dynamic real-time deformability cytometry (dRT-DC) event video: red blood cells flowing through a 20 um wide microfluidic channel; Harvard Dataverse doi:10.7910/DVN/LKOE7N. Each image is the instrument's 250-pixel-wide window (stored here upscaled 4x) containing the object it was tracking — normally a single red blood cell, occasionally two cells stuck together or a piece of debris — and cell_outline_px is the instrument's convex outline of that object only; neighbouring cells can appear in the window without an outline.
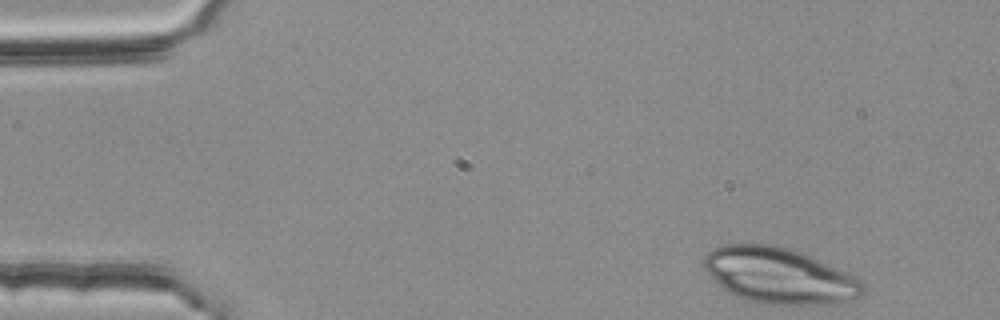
{"species": "common noctule bat (a hibernating species)", "species_latin": "Nyctalus noctula", "temperature_condition": "room temperature", "stored_images_in_passage": 45, "camera_frame_rate_fps": 3000, "um_per_image_px": 0.085, "animal": {"sex": "female", "body_mass_g": 25.1}, "frame": {"image": 1, "passage_image": 1, "time_ms": 0.0, "image_size_px": [1000, 320], "cell_outline_px": [[864, 292], [860, 296], [832, 304], [764, 304], [748, 300], [736, 296], [728, 292], [708, 276], [704, 268], [704, 256], [712, 248], [724, 244], [768, 244], [800, 252], [812, 256], [860, 280], [864, 284]], "centroid_in_image_um": [66.18, 23.43], "position_along_channel_um": 18.8, "area_um2": 51.27}}
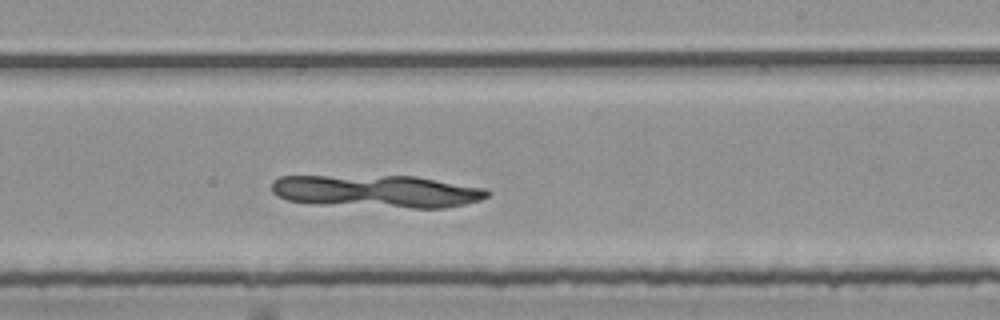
{"frame": {"image": 2, "passage_image": 28, "time_ms": 9.0, "image_size_px": [1000, 320], "cell_outline_px": [[492, 192], [488, 196], [480, 200], [464, 204], [444, 208], [412, 208], [288, 200], [276, 196], [272, 192], [272, 180], [280, 176], [416, 176], [484, 188]], "centroid_in_image_um": [32.1, 16.24], "position_along_channel_um": 256.9, "area_um2": 40.17}}
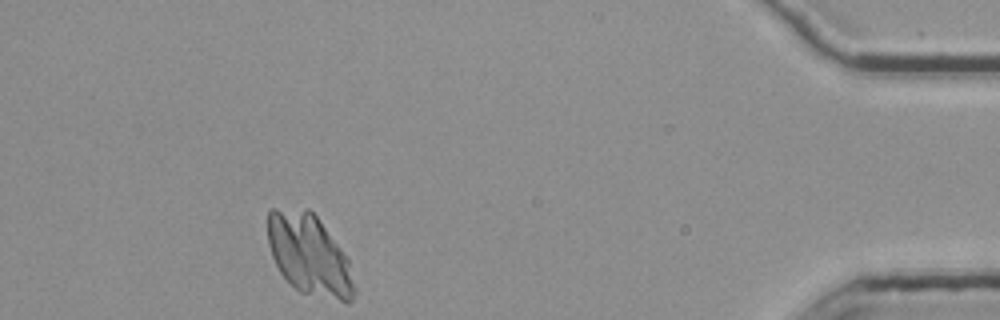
{"frame": {"image": 3, "passage_image": 45, "time_ms": 14.667, "image_size_px": [1000, 320], "cell_outline_px": [[356, 288], [352, 300], [348, 304], [300, 292], [280, 272], [272, 256], [268, 244], [268, 212], [272, 208], [308, 208], [316, 216], [348, 256]], "centroid_in_image_um": [26.31, 21.67], "position_along_channel_um": 408.9, "area_um2": 41.1}}